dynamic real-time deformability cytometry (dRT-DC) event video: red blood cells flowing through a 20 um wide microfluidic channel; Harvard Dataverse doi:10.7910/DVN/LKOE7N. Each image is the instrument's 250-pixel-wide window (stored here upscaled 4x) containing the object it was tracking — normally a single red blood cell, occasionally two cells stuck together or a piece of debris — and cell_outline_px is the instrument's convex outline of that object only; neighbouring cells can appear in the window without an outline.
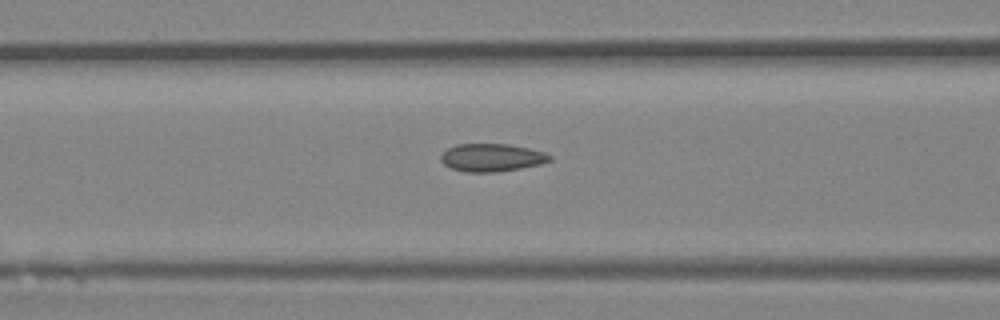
{"species": "Egyptian fruit bat (a non-hibernating species)", "species_latin": "Rousettus aegyptiacus", "temperature_condition": "room temperature", "stored_images_in_passage": 11, "camera_frame_rate_fps": 3000, "um_per_image_px": 0.085, "animal": {"sex": "female"}, "frame": {"image": 1, "passage_image": 10, "time_ms": 3.0, "image_size_px": [1000, 320], "cell_outline_px": [[552, 160], [540, 164], [520, 168], [496, 172], [464, 172], [452, 168], [444, 164], [440, 160], [440, 156], [448, 148], [456, 144], [508, 144], [528, 148], [544, 152], [552, 156]], "centroid_in_image_um": [41.79, 13.39], "position_along_channel_um": 124.8, "area_um2": 17.63}}